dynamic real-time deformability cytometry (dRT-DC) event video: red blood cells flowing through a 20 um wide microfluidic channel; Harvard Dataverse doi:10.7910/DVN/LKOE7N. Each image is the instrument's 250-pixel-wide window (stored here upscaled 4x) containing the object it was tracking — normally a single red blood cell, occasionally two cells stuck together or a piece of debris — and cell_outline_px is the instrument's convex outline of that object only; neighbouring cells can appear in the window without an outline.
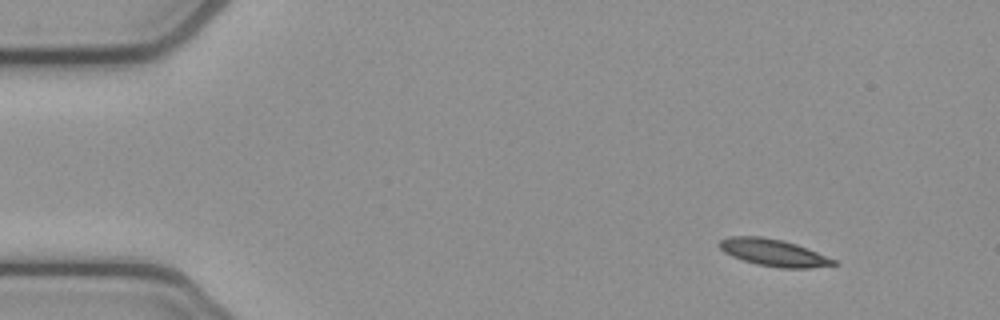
{"species": "common noctule bat (a hibernating species)", "species_latin": "Nyctalus noctula", "temperature_condition": "cold", "stored_images_in_passage": 3, "camera_frame_rate_fps": 3000, "um_per_image_px": 0.085, "animal": {"sex": "female", "body_mass_g": 21.9}, "frame": {"image": 1, "passage_image": 1, "time_ms": 0.0, "image_size_px": [1000, 320], "cell_outline_px": [[840, 264], [812, 268], [780, 268], [756, 264], [732, 256], [724, 252], [716, 244], [720, 240], [728, 236], [760, 236], [784, 240], [796, 244], [836, 260]], "centroid_in_image_um": [65.73, 21.47], "position_along_channel_um": 19.3, "area_um2": 18.03}}